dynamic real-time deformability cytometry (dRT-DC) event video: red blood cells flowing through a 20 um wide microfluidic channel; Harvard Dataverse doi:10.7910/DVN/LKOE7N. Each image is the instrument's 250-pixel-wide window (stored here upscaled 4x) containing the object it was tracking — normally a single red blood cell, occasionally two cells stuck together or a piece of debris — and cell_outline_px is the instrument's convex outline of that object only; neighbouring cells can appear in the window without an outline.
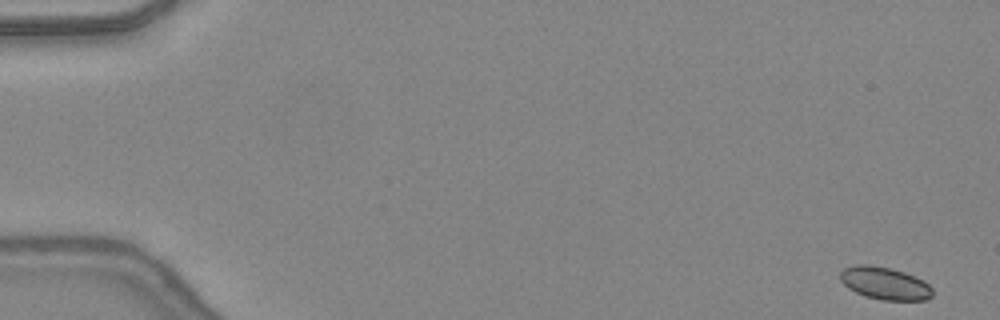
{"species": "common noctule bat (a hibernating species)", "species_latin": "Nyctalus noctula", "temperature_condition": "warm", "stored_images_in_passage": 48, "camera_frame_rate_fps": 3000, "um_per_image_px": 0.085, "animal": {"sex": "female", "body_mass_g": 24.6, "forearm_length_mm": 56.2}, "frame": {"image": 1, "passage_image": 1, "time_ms": 0.0, "image_size_px": [1000, 320], "cell_outline_px": [[932, 296], [928, 300], [884, 300], [864, 296], [848, 288], [840, 280], [840, 272], [844, 268], [856, 264], [868, 264], [888, 268], [904, 272], [924, 280], [932, 288]], "centroid_in_image_um": [75.21, 24.08], "position_along_channel_um": 9.8, "area_um2": 17.51}}
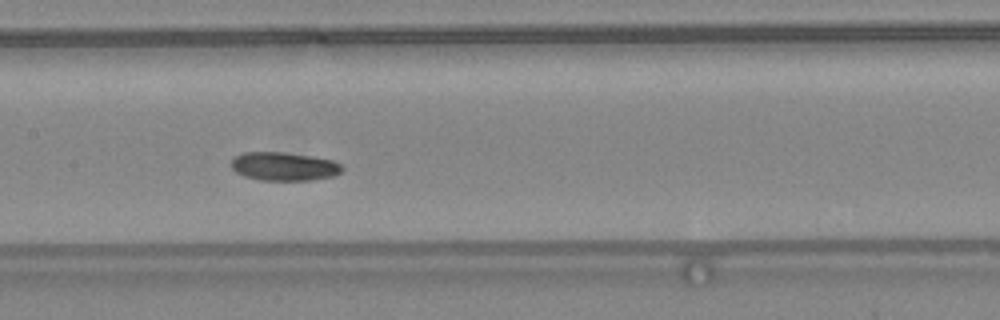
{"frame": {"image": 2, "passage_image": 24, "time_ms": 7.667, "image_size_px": [1000, 320], "cell_outline_px": [[344, 168], [340, 172], [332, 176], [312, 180], [260, 180], [244, 176], [236, 172], [232, 168], [232, 156], [244, 152], [284, 152], [332, 160], [340, 164]], "centroid_in_image_um": [24.1, 14.14], "position_along_channel_um": 183.3, "area_um2": 18.32}}
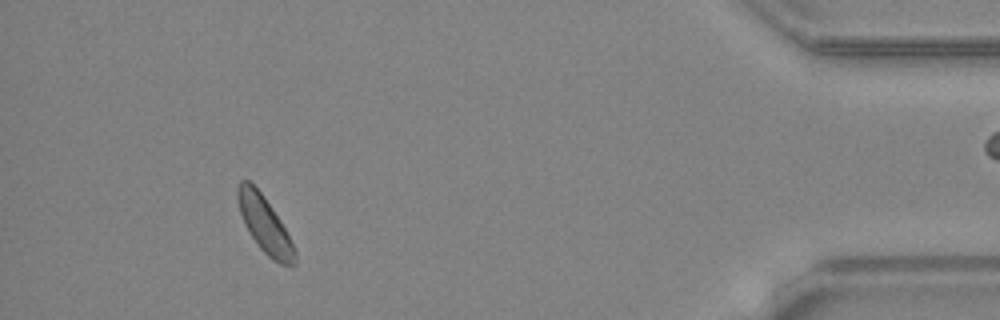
{"frame": {"image": 3, "passage_image": 44, "time_ms": 14.333, "image_size_px": [1000, 320], "cell_outline_px": [[296, 264], [280, 264], [272, 260], [256, 244], [248, 232], [244, 224], [240, 212], [236, 196], [236, 188], [240, 180], [248, 180], [264, 196], [280, 220], [296, 252]], "centroid_in_image_um": [22.46, 19.08], "position_along_channel_um": 412.7, "area_um2": 18.55}, "authors_computed_cell_mechanics": {"area_um2": 18.2648, "velocity_mm_per_s": 4.3533, "shape_relaxation_time_tau1_ms": 6.8613, "shape_relaxation_time_tau2_ms": null, "deformation_change_tau1": 0.1339, "deformation_change_tau2": null}}